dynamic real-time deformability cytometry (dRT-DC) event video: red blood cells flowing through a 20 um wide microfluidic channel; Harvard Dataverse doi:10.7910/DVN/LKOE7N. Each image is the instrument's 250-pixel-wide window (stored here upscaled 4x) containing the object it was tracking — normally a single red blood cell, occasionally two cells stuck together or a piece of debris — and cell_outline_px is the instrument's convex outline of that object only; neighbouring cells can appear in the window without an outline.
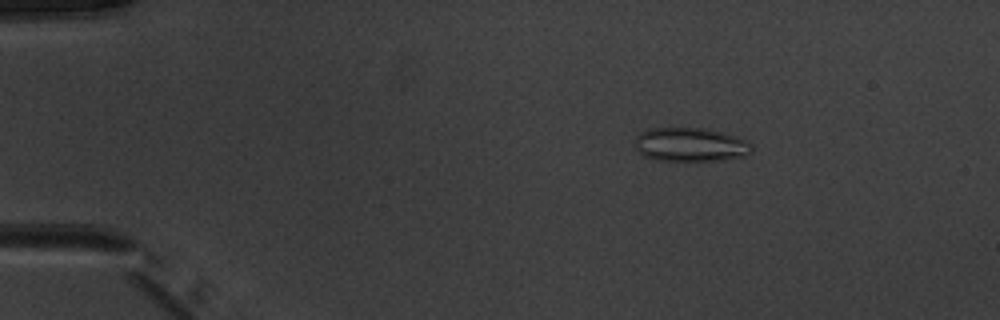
{"species": "common noctule bat (a hibernating species)", "species_latin": "Nyctalus noctula", "temperature_condition": "warm", "stored_images_in_passage": 51, "camera_frame_rate_fps": 3000, "um_per_image_px": 0.085, "animal": {"sex": "male", "body_mass_g": 20.1, "forearm_length_mm": 53.5}, "frame": {"image": 1, "passage_image": 9, "time_ms": 2.667, "image_size_px": [1000, 320], "cell_outline_px": [[752, 152], [744, 156], [724, 160], [656, 160], [644, 156], [636, 148], [636, 136], [640, 132], [648, 128], [704, 128], [736, 136], [752, 144]], "centroid_in_image_um": [58.69, 12.29], "position_along_channel_um": 26.3, "area_um2": 22.95}}
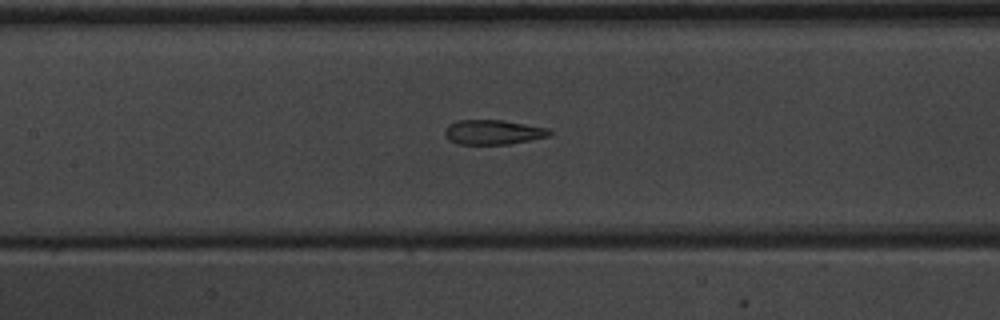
{"frame": {"image": 2, "passage_image": 25, "time_ms": 8.0, "image_size_px": [1000, 320], "cell_outline_px": [[552, 132], [548, 136], [508, 144], [456, 144], [448, 140], [444, 132], [448, 124], [456, 120], [504, 120], [548, 128]], "centroid_in_image_um": [41.86, 11.23], "position_along_channel_um": 165.5, "area_um2": 15.03}}
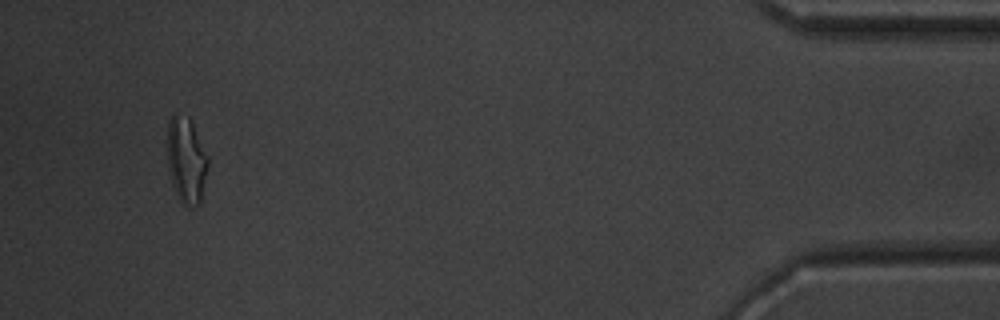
{"frame": {"image": 3, "passage_image": 49, "time_ms": 16.0, "image_size_px": [1000, 320], "cell_outline_px": [[208, 168], [200, 204], [184, 204], [176, 196], [172, 184], [168, 168], [168, 120], [176, 112], [188, 116], [208, 156]], "centroid_in_image_um": [15.83, 13.6], "position_along_channel_um": 419.4, "area_um2": 20.23}, "authors_computed_cell_mechanics": {"area_um2": 16.8198, "velocity_mm_per_s": 4.0135, "shape_relaxation_time_tau1_ms": null, "shape_relaxation_time_tau2_ms": 1.4646, "deformation_change_tau1": null, "deformation_change_tau2": 0.0731}}